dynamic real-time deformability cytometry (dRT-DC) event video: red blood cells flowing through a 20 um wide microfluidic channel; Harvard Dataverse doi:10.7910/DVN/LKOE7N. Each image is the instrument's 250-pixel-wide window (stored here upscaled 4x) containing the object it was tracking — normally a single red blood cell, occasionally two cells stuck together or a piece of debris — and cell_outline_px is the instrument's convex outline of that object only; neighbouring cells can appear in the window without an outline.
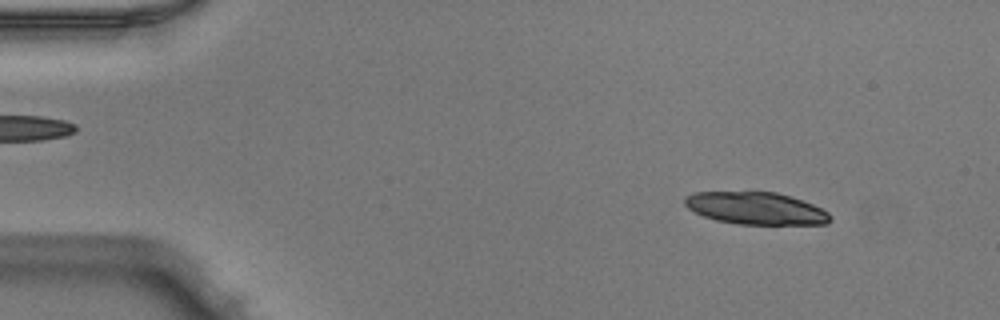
{"species": "Egyptian fruit bat (a non-hibernating species)", "species_latin": "Rousettus aegyptiacus", "temperature_condition": "warm", "stored_images_in_passage": 49, "segment_of_instrument_passage": [1, 2], "camera_frame_rate_fps": 3000, "um_per_image_px": 0.085, "animal": {"sex": "male"}, "frame": {"image": 1, "passage_image": 5, "time_ms": 1.333, "image_size_px": [1000, 320], "cell_outline_px": [[832, 220], [828, 224], [740, 224], [716, 220], [704, 216], [688, 208], [684, 204], [684, 196], [696, 192], [776, 192], [792, 196], [812, 204], [828, 212], [832, 216]], "centroid_in_image_um": [64.27, 17.7], "position_along_channel_um": 20.7, "area_um2": 27.34}}
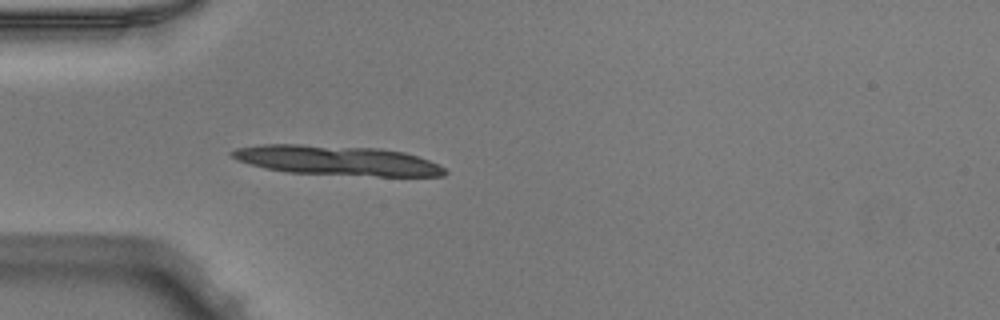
{"frame": {"image": 2, "passage_image": 14, "time_ms": 4.333, "image_size_px": [1000, 320], "cell_outline_px": [[448, 172], [444, 176], [376, 176], [288, 172], [264, 168], [236, 160], [228, 152], [236, 148], [264, 144], [300, 144], [380, 148], [404, 152], [428, 160], [444, 168]], "centroid_in_image_um": [28.62, 13.63], "position_along_channel_um": 56.4, "area_um2": 36.82}}